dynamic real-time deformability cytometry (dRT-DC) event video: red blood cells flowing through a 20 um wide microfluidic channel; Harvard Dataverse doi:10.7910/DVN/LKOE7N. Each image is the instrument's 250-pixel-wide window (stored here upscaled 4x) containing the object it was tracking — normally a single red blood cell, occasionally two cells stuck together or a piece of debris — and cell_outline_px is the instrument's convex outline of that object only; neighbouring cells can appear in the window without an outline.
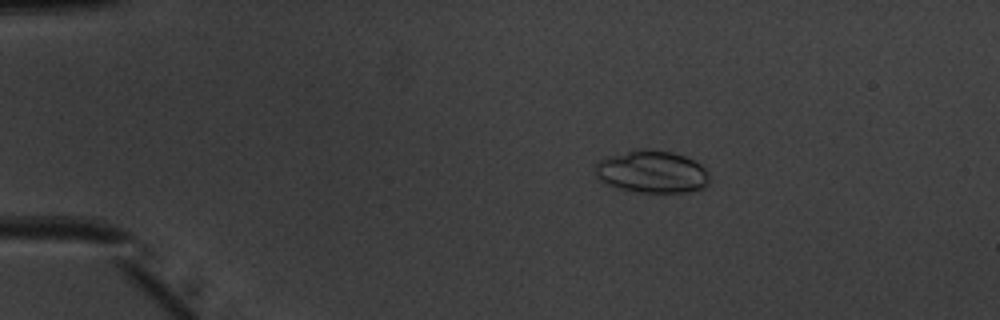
{"species": "common noctule bat (a hibernating species)", "species_latin": "Nyctalus noctula", "temperature_condition": "warm", "stored_images_in_passage": 52, "camera_frame_rate_fps": 3000, "um_per_image_px": 0.085, "animal": {"sex": "male", "body_mass_g": 20.1, "forearm_length_mm": 53.5}, "frame": {"image": 1, "passage_image": 11, "time_ms": 3.333, "image_size_px": [1000, 320], "cell_outline_px": [[708, 184], [704, 188], [688, 192], [636, 192], [620, 188], [608, 184], [600, 180], [596, 176], [596, 164], [600, 160], [608, 156], [636, 148], [644, 148], [672, 152], [684, 156], [700, 164], [708, 172]], "centroid_in_image_um": [55.42, 14.59], "position_along_channel_um": 29.6, "area_um2": 28.21}}
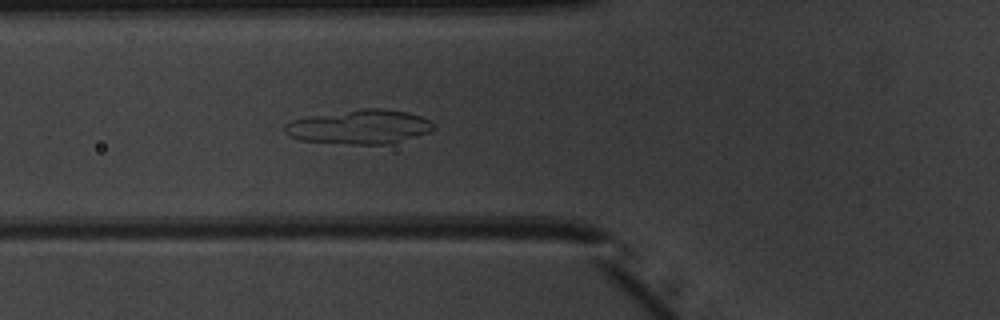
{"frame": {"image": 2, "passage_image": 21, "time_ms": 6.667, "image_size_px": [1000, 320], "cell_outline_px": [[436, 128], [428, 132], [388, 144], [352, 144], [300, 140], [288, 136], [284, 132], [284, 124], [292, 120], [308, 116], [360, 108], [384, 108], [408, 112], [432, 120]], "centroid_in_image_um": [30.55, 10.76], "position_along_channel_um": 95.3, "area_um2": 29.77}}
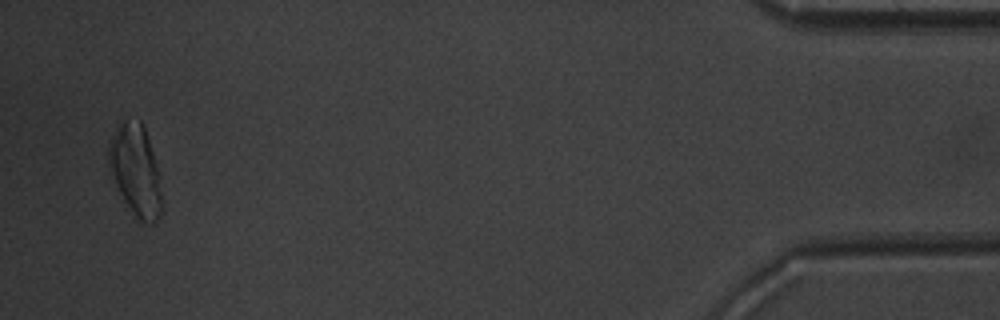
{"frame": {"image": 3, "passage_image": 51, "time_ms": 16.667, "image_size_px": [1000, 320], "cell_outline_px": [[160, 216], [156, 224], [140, 224], [124, 200], [116, 184], [112, 172], [108, 156], [108, 144], [116, 128], [124, 120], [140, 120], [144, 128], [156, 164], [160, 192]], "centroid_in_image_um": [11.52, 14.52], "position_along_channel_um": 423.7, "area_um2": 27.46}, "authors_computed_cell_mechanics": {"area_um2": 27.4839, "velocity_mm_per_s": 4.0258, "shape_relaxation_time_tau1_ms": null, "shape_relaxation_time_tau2_ms": 1.8486, "deformation_change_tau1": null, "deformation_change_tau2": 0.0177}}